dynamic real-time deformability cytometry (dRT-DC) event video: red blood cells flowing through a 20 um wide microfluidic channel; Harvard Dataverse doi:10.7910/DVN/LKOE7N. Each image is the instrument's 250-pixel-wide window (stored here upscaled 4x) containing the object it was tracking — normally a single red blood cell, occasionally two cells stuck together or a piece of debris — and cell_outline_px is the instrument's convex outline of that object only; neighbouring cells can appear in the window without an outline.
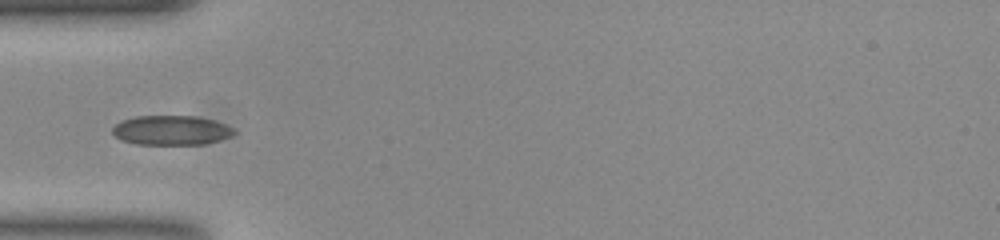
{"species": "common noctule bat (a hibernating species)", "species_latin": "Nyctalus noctula", "temperature_condition": "room temperature", "stored_images_in_passage": 38, "camera_frame_rate_fps": 3000, "um_per_image_px": 0.085, "animal": {"sex": "female", "body_mass_g": 23.0, "forearm_length_mm": 53.4}, "frame": {"image": 1, "passage_image": 1, "time_ms": 0.0, "image_size_px": [1000, 240], "cell_outline_px": [[236, 132], [232, 136], [220, 140], [204, 144], [136, 144], [120, 140], [112, 132], [112, 128], [120, 120], [136, 116], [196, 116], [216, 120], [232, 128]], "centroid_in_image_um": [14.55, 11.07], "position_along_channel_um": 70.5, "area_um2": 21.04}}
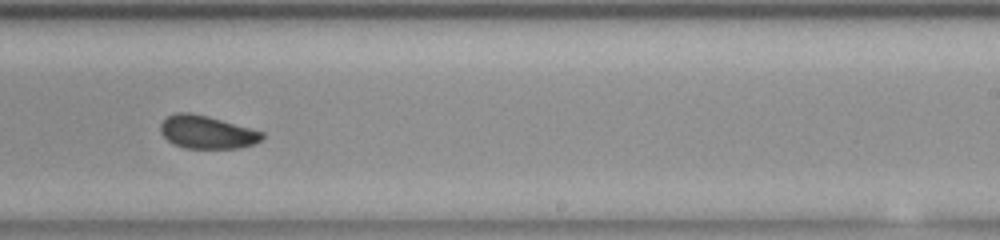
{"frame": {"image": 2, "passage_image": 17, "time_ms": 5.333, "image_size_px": [1000, 240], "cell_outline_px": [[264, 136], [260, 140], [252, 144], [236, 148], [184, 148], [172, 144], [160, 132], [160, 124], [168, 116], [176, 112], [192, 112], [208, 116], [264, 132]], "centroid_in_image_um": [17.55, 11.22], "position_along_channel_um": 271.5, "area_um2": 19.48}}
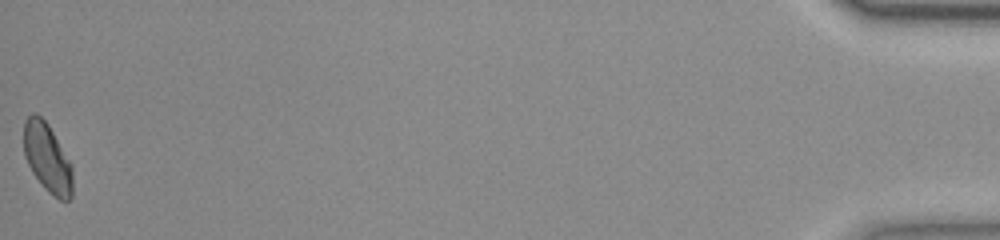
{"frame": {"image": 3, "passage_image": 38, "time_ms": 12.333, "image_size_px": [1000, 240], "cell_outline_px": [[72, 196], [68, 200], [60, 200], [48, 192], [32, 172], [24, 156], [24, 120], [32, 112], [36, 112], [48, 124], [72, 164]], "centroid_in_image_um": [4.02, 13.4], "position_along_channel_um": 431.2, "area_um2": 19.65}}